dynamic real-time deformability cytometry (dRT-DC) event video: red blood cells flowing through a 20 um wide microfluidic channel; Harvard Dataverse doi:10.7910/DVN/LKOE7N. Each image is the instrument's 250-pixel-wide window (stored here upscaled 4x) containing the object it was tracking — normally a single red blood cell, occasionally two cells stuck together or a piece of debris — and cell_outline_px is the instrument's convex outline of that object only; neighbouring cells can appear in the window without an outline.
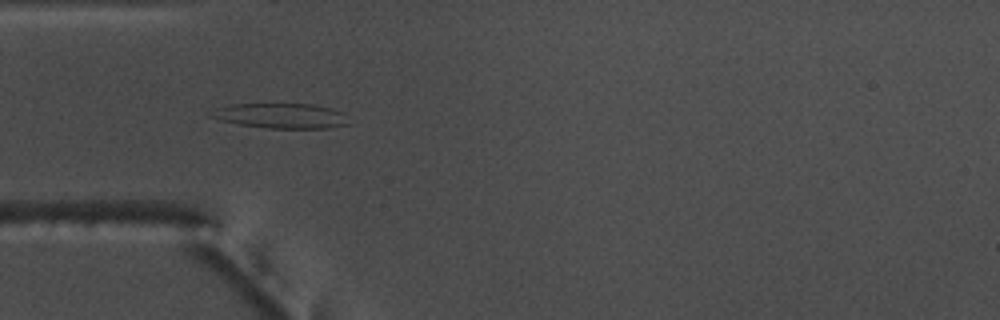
{"species": "common noctule bat (a hibernating species)", "species_latin": "Nyctalus noctula", "temperature_condition": "warm", "stored_images_in_passage": 34, "camera_frame_rate_fps": 3000, "um_per_image_px": 0.085, "animal": {"sex": "male", "body_mass_g": 17.5, "forearm_length_mm": 52.3}, "frame": {"image": 1, "passage_image": 4, "time_ms": 1.0, "image_size_px": [1000, 320], "cell_outline_px": [[352, 124], [328, 128], [268, 128], [240, 124], [216, 120], [208, 116], [216, 108], [232, 104], [312, 104], [332, 108], [344, 112]], "centroid_in_image_um": [23.93, 9.84], "position_along_channel_um": 61.1, "area_um2": 20.29}}
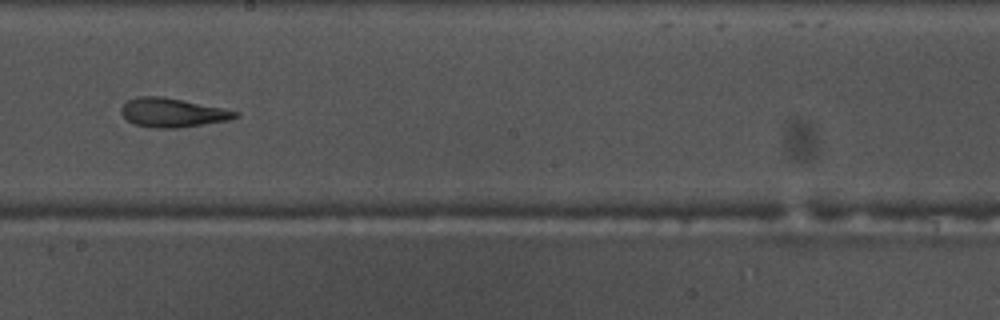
{"frame": {"image": 2, "passage_image": 18, "time_ms": 5.667, "image_size_px": [1000, 320], "cell_outline_px": [[240, 116], [228, 120], [204, 124], [176, 128], [156, 128], [132, 124], [120, 112], [120, 108], [128, 100], [136, 96], [160, 96], [240, 112]], "centroid_in_image_um": [14.62, 9.58], "position_along_channel_um": 233.6, "area_um2": 19.02}}
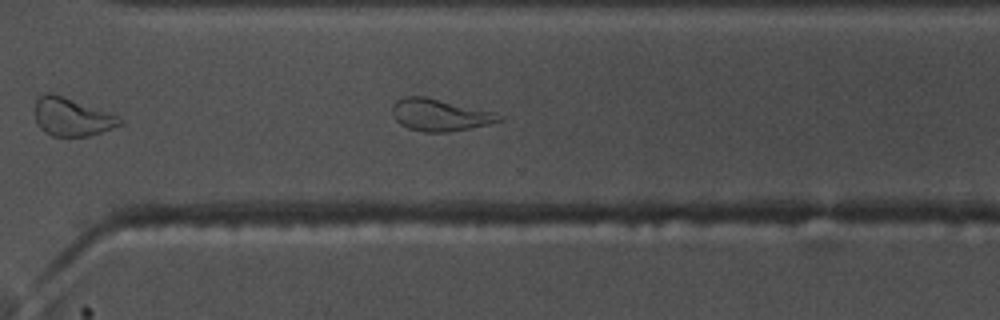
{"frame": {"image": 3, "passage_image": 26, "time_ms": 8.333, "image_size_px": [1000, 320], "cell_outline_px": [[504, 120], [488, 124], [448, 132], [424, 132], [408, 128], [400, 124], [392, 116], [392, 104], [396, 100], [404, 96], [424, 96], [492, 112], [504, 116]], "centroid_in_image_um": [37.33, 9.77], "position_along_channel_um": 333.3, "area_um2": 19.77}, "authors_computed_cell_mechanics": {"area_um2": 19.3052, "velocity_mm_per_s": 3.7327, "shape_relaxation_time_tau1_ms": null, "shape_relaxation_time_tau2_ms": 3.4311, "deformation_change_tau1": null, "deformation_change_tau2": 0.1308}}